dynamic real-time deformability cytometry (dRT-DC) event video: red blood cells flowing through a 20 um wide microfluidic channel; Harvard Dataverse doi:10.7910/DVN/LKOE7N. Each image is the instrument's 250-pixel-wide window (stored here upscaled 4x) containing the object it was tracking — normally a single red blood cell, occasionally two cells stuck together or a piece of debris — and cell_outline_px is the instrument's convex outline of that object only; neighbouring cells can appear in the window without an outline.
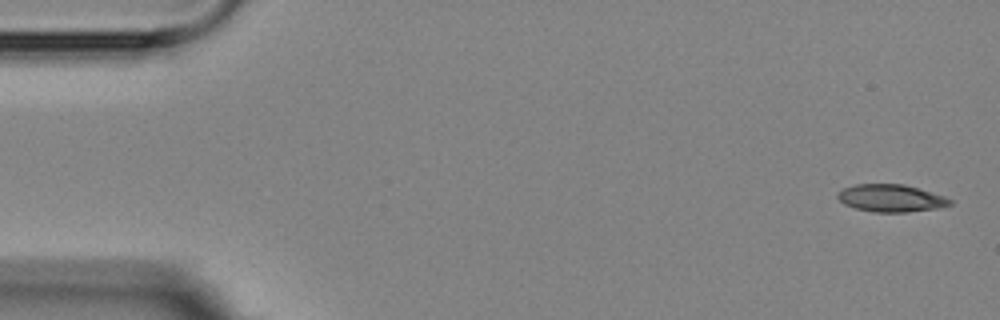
{"species": "Egyptian fruit bat (a non-hibernating species)", "species_latin": "Rousettus aegyptiacus", "temperature_condition": "room temperature", "stored_images_in_passage": 16, "camera_frame_rate_fps": 3000, "um_per_image_px": 0.085, "animal": {"sex": "female"}, "frame": {"image": 1, "passage_image": 1, "time_ms": 0.0, "image_size_px": [1000, 320], "cell_outline_px": [[952, 204], [936, 208], [908, 212], [872, 212], [856, 208], [844, 204], [836, 196], [844, 188], [856, 184], [904, 184], [944, 196], [952, 200]], "centroid_in_image_um": [75.73, 16.84], "position_along_channel_um": 9.3, "area_um2": 17.74}}
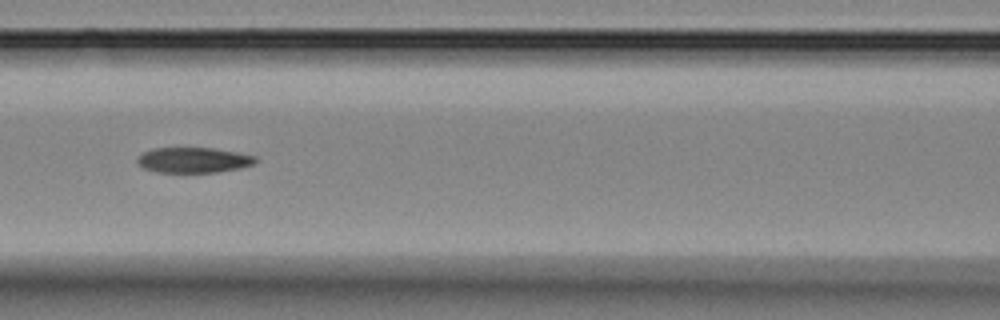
{"frame": {"image": 2, "passage_image": 7, "time_ms": 7.333, "image_size_px": [1000, 320], "cell_outline_px": [[256, 164], [240, 168], [216, 172], [156, 172], [144, 168], [136, 160], [144, 152], [152, 148], [212, 148], [236, 152], [256, 156]], "centroid_in_image_um": [16.47, 13.6], "position_along_channel_um": 150.1, "area_um2": 17.34}}
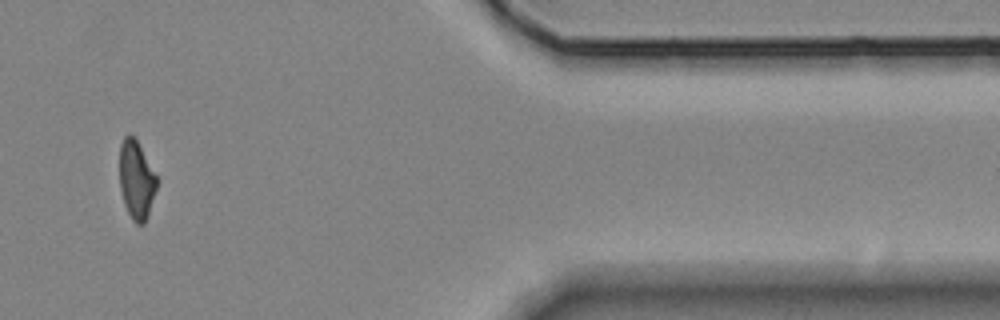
{"frame": {"image": 3, "passage_image": 14, "time_ms": 15.333, "image_size_px": [1000, 320], "cell_outline_px": [[156, 188], [148, 216], [144, 224], [136, 224], [132, 220], [124, 204], [120, 188], [120, 144], [124, 136], [128, 132], [136, 140], [156, 176]], "centroid_in_image_um": [11.57, 15.31], "position_along_channel_um": 399.8, "area_um2": 16.7}, "authors_computed_cell_mechanics": {"area_um2": 18.0625, "velocity_mm_per_s": 3.5944, "shape_relaxation_time_tau1_ms": 7.5758, "shape_relaxation_time_tau2_ms": 6.2083, "deformation_change_tau1": 0.1929, "deformation_change_tau2": 0.1452}}